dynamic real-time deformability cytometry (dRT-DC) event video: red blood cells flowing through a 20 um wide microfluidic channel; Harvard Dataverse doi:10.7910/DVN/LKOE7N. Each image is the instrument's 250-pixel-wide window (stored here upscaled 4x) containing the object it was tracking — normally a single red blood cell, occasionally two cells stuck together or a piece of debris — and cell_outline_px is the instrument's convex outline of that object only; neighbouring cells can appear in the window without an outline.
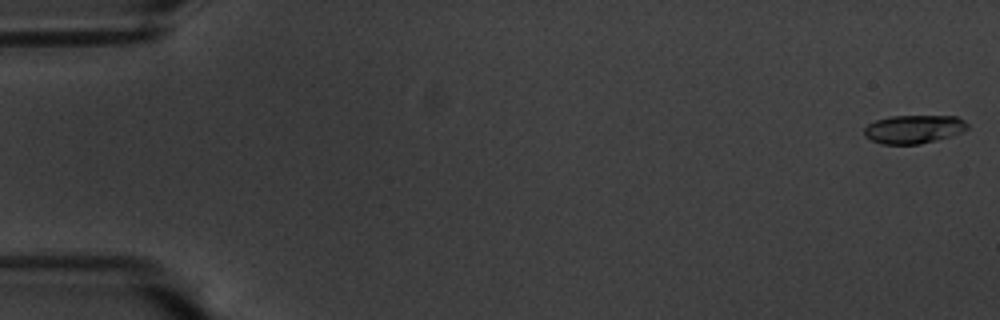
{"species": "common noctule bat (a hibernating species)", "species_latin": "Nyctalus noctula", "temperature_condition": "warm", "stored_images_in_passage": 57, "camera_frame_rate_fps": 3000, "um_per_image_px": 0.085, "animal": {"sex": "male", "body_mass_g": 20.1, "forearm_length_mm": 53.5}, "frame": {"image": 1, "passage_image": 1, "time_ms": 0.0, "image_size_px": [1000, 320], "cell_outline_px": [[968, 128], [960, 132], [936, 140], [920, 144], [880, 144], [864, 136], [864, 128], [868, 124], [876, 120], [892, 116], [956, 116], [964, 120], [968, 124]], "centroid_in_image_um": [77.64, 10.98], "position_along_channel_um": 7.4, "area_um2": 16.99}}
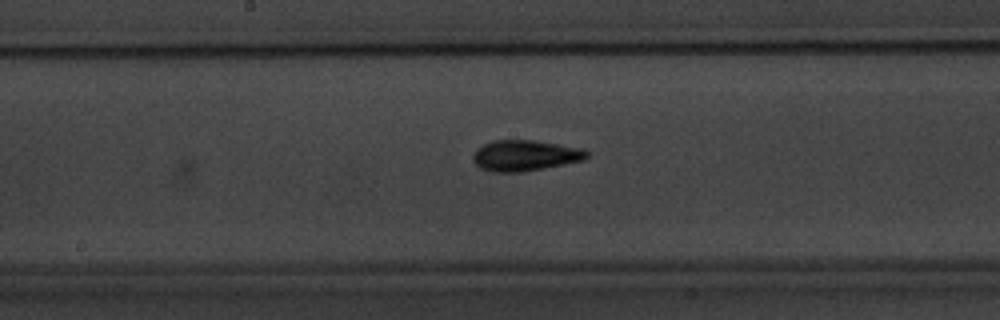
{"frame": {"image": 2, "passage_image": 30, "time_ms": 9.667, "image_size_px": [1000, 320], "cell_outline_px": [[588, 156], [584, 160], [524, 172], [492, 172], [480, 168], [472, 160], [472, 156], [476, 148], [492, 140], [532, 140], [584, 148], [588, 152]], "centroid_in_image_um": [44.61, 13.22], "position_along_channel_um": 203.6, "area_um2": 20.58}}
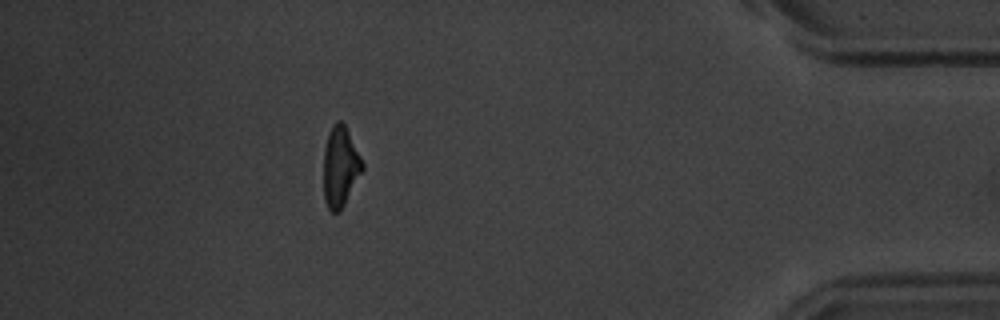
{"frame": {"image": 3, "passage_image": 51, "time_ms": 16.667, "image_size_px": [1000, 320], "cell_outline_px": [[364, 168], [340, 212], [332, 212], [328, 208], [324, 200], [324, 148], [328, 132], [332, 124], [336, 120], [340, 120], [344, 124], [364, 164]], "centroid_in_image_um": [28.91, 14.17], "position_along_channel_um": 406.3, "area_um2": 18.09}, "authors_computed_cell_mechanics": {"area_um2": 18.2648, "velocity_mm_per_s": 3.5693, "shape_relaxation_time_tau1_ms": 3.7698, "shape_relaxation_time_tau2_ms": 2.6756, "deformation_change_tau1": 0.1518, "deformation_change_tau2": 0.0922}}